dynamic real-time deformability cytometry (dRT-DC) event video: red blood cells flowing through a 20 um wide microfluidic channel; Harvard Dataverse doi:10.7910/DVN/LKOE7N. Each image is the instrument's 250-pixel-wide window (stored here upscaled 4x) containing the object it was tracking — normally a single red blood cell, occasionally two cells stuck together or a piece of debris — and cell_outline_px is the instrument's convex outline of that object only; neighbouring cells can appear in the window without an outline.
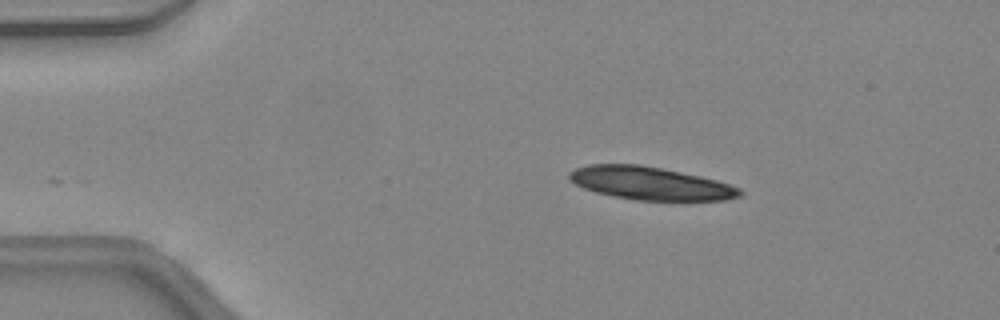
{"species": "common noctule bat (a hibernating species)", "species_latin": "Nyctalus noctula", "temperature_condition": "warm", "stored_images_in_passage": 39, "camera_frame_rate_fps": 3000, "um_per_image_px": 0.085, "animal": {"sex": "female", "body_mass_g": 24.6, "forearm_length_mm": 56.2}, "frame": {"image": 1, "passage_image": 1, "time_ms": 0.0, "image_size_px": [1000, 320], "cell_outline_px": [[744, 192], [740, 196], [728, 200], [636, 200], [596, 192], [584, 188], [576, 184], [568, 176], [568, 172], [576, 168], [588, 164], [640, 164], [700, 176], [716, 180], [740, 188]], "centroid_in_image_um": [55.29, 15.58], "position_along_channel_um": 29.7, "area_um2": 32.48}}
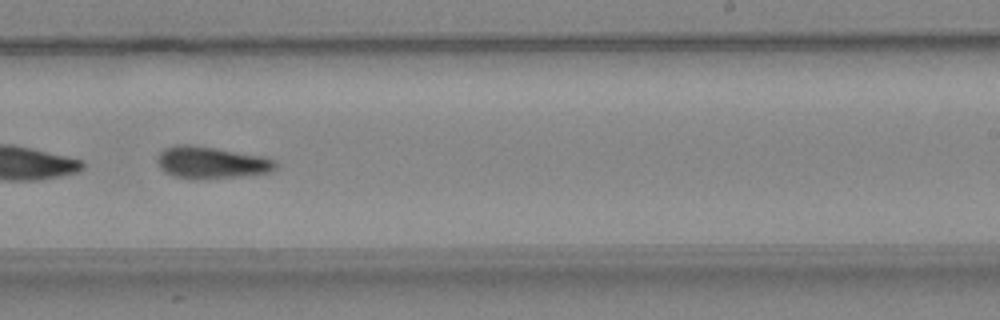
{"frame": {"image": 2, "passage_image": 22, "time_ms": 7.0, "image_size_px": [1000, 320], "cell_outline_px": [[280, 164], [272, 172], [244, 176], [196, 180], [192, 180], [172, 176], [164, 172], [160, 168], [156, 160], [156, 156], [164, 148], [176, 144], [192, 144], [264, 156], [276, 160]], "centroid_in_image_um": [17.96, 13.83], "position_along_channel_um": 271.0, "area_um2": 22.77}, "authors_computed_cell_mechanics": {"area_um2": 21.675, "velocity_mm_per_s": 4.4395, "shape_relaxation_time_tau1_ms": 6.7485, "shape_relaxation_time_tau2_ms": 7.0969, "deformation_change_tau1": 0.2079, "deformation_change_tau2": 0.1889}}